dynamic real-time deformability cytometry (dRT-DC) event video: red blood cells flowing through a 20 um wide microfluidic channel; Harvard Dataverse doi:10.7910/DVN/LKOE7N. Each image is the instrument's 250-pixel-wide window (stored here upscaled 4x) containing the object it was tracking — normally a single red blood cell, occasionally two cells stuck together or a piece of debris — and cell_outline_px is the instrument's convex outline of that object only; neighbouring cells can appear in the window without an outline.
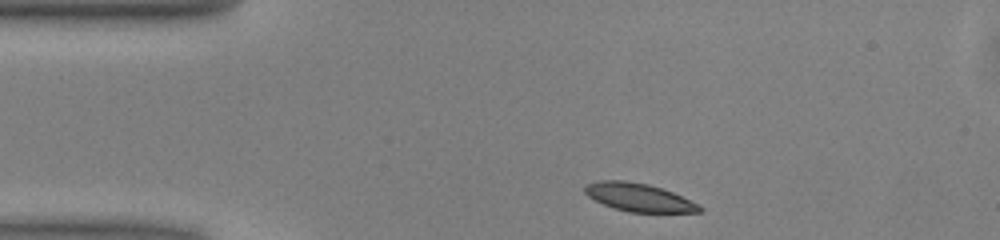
{"species": "common noctule bat (a hibernating species)", "species_latin": "Nyctalus noctula", "temperature_condition": "warm", "stored_images_in_passage": 42, "camera_frame_rate_fps": 3000, "um_per_image_px": 0.085, "animal": {"sex": "male", "body_mass_g": 13.0, "forearm_length_mm": 53.1}, "frame": {"image": 1, "passage_image": 1, "time_ms": 0.0, "image_size_px": [1000, 240], "cell_outline_px": [[704, 208], [700, 212], [628, 212], [612, 208], [588, 196], [584, 192], [584, 188], [588, 184], [600, 180], [624, 180], [648, 184], [672, 192], [700, 204]], "centroid_in_image_um": [54.32, 16.78], "position_along_channel_um": 30.7, "area_um2": 18.73}}
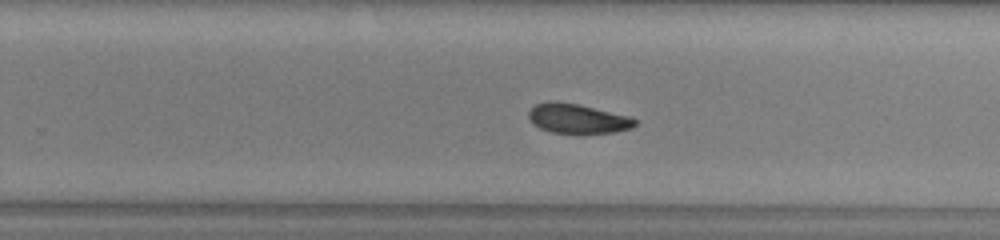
{"frame": {"image": 2, "passage_image": 23, "time_ms": 7.333, "image_size_px": [1000, 240], "cell_outline_px": [[636, 124], [632, 128], [612, 132], [552, 132], [540, 128], [532, 124], [528, 116], [528, 112], [536, 104], [548, 100], [556, 100], [580, 104], [628, 116], [636, 120]], "centroid_in_image_um": [49.04, 10.04], "position_along_channel_um": 280.8, "area_um2": 18.15}}
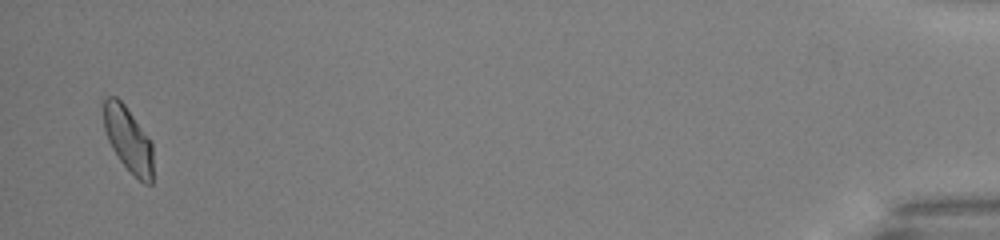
{"frame": {"image": 3, "passage_image": 41, "time_ms": 13.333, "image_size_px": [1000, 240], "cell_outline_px": [[152, 184], [144, 184], [120, 160], [112, 148], [108, 140], [104, 128], [100, 100], [104, 96], [116, 96], [124, 104], [152, 144]], "centroid_in_image_um": [10.83, 11.77], "position_along_channel_um": 424.4, "area_um2": 18.67}, "authors_computed_cell_mechanics": {"area_um2": 18.9873, "velocity_mm_per_s": 3.9974, "shape_relaxation_time_tau1_ms": 3.9369, "shape_relaxation_time_tau2_ms": 6.8892, "deformation_change_tau1": 0.1163, "deformation_change_tau2": 0.1151}}